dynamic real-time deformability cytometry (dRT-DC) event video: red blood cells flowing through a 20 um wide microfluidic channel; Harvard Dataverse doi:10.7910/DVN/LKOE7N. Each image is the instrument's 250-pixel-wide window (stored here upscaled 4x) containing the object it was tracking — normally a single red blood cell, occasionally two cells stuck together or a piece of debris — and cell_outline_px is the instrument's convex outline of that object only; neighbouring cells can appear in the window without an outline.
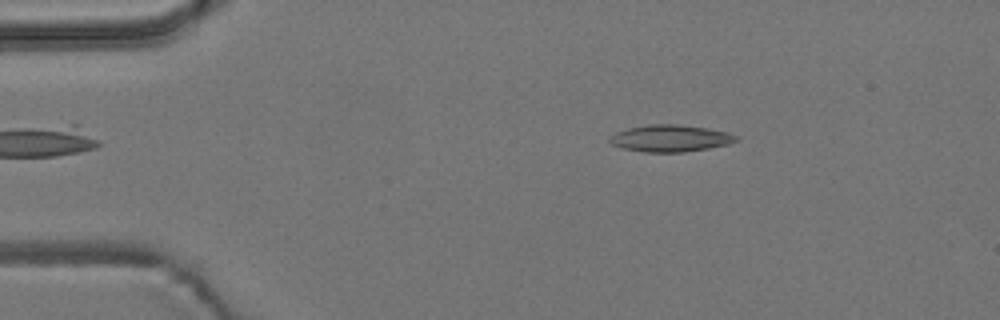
{"species": "common noctule bat (a hibernating species)", "species_latin": "Nyctalus noctula", "temperature_condition": "room temperature", "stored_images_in_passage": 46, "camera_frame_rate_fps": 3000, "um_per_image_px": 0.085, "animal": {"sex": "male", "body_mass_g": 19.2, "forearm_length_mm": 51.8}, "frame": {"image": 1, "passage_image": 3, "time_ms": 0.667, "image_size_px": [1000, 320], "cell_outline_px": [[736, 140], [728, 144], [708, 148], [684, 152], [644, 152], [624, 148], [612, 144], [608, 140], [608, 136], [616, 132], [628, 128], [648, 124], [676, 124], [704, 128], [728, 132], [736, 136]], "centroid_in_image_um": [56.92, 11.75], "position_along_channel_um": 28.1, "area_um2": 19.59}}
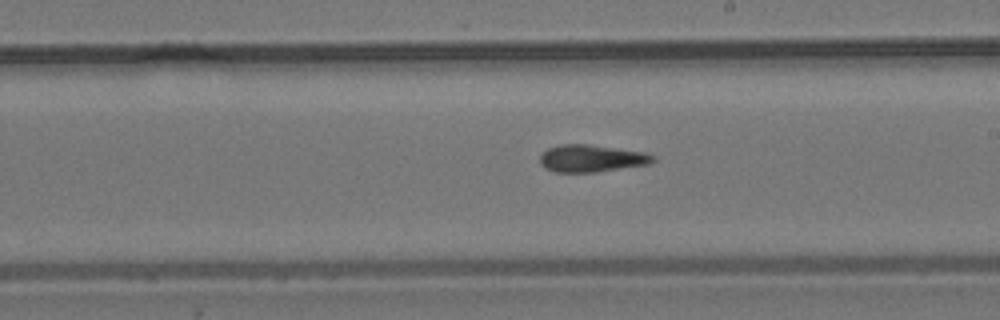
{"frame": {"image": 2, "passage_image": 25, "time_ms": 8.0, "image_size_px": [1000, 320], "cell_outline_px": [[656, 160], [648, 164], [596, 172], [556, 172], [544, 168], [540, 164], [540, 156], [548, 148], [560, 144], [588, 144], [644, 152], [656, 156]], "centroid_in_image_um": [50.27, 13.46], "position_along_channel_um": 238.7, "area_um2": 17.92}}
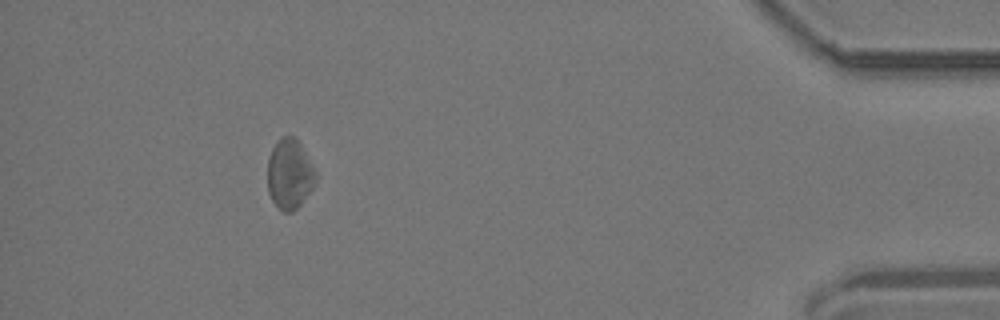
{"frame": {"image": 3, "passage_image": 44, "time_ms": 14.333, "image_size_px": [1000, 320], "cell_outline_px": [[316, 180], [312, 188], [300, 204], [292, 212], [284, 212], [272, 200], [268, 192], [268, 160], [272, 148], [276, 140], [280, 136], [296, 136], [316, 172]], "centroid_in_image_um": [24.6, 14.76], "position_along_channel_um": 410.6, "area_um2": 19.54}}